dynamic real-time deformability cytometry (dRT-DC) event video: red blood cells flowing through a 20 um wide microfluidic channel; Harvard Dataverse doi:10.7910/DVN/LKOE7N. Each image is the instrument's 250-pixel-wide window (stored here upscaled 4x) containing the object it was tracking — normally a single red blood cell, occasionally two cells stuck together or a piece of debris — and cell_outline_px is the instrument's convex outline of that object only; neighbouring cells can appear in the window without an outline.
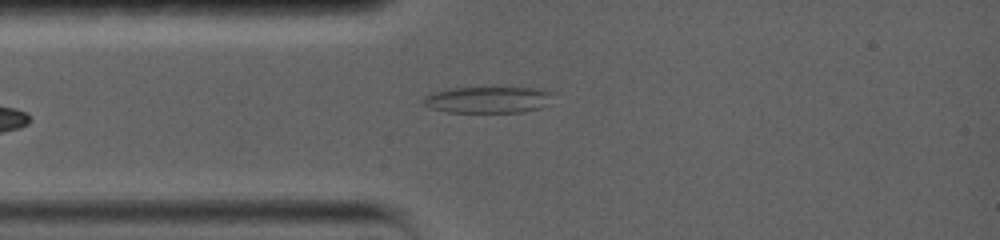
{"species": "common noctule bat (a hibernating species)", "species_latin": "Nyctalus noctula", "temperature_condition": "warm", "stored_images_in_passage": 10, "camera_frame_rate_fps": 5000, "um_per_image_px": 0.085, "animal": {"sex": "female", "body_mass_g": 19.0, "forearm_length_mm": 56.7}, "frame": {"image": 1, "passage_image": 1, "time_ms": 0.0, "image_size_px": [1000, 240], "cell_outline_px": [[556, 92], [540, 108], [524, 112], [448, 112], [428, 108], [424, 104], [424, 96], [436, 92], [452, 88], [544, 88]], "centroid_in_image_um": [41.5, 8.48], "position_along_channel_um": 43.5, "area_um2": 19.88}}
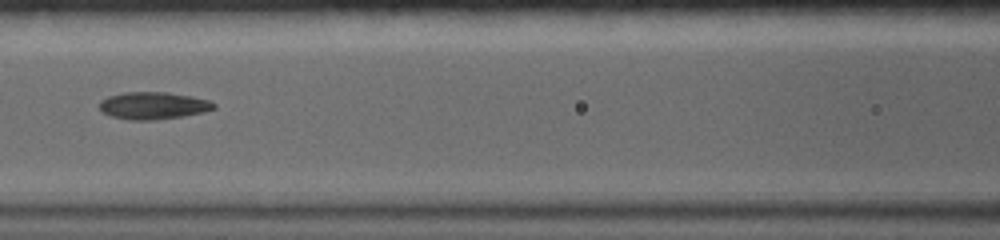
{"frame": {"image": 2, "passage_image": 5, "time_ms": 0.8, "image_size_px": [1000, 240], "cell_outline_px": [[216, 108], [204, 112], [184, 116], [156, 120], [132, 120], [112, 116], [104, 112], [100, 108], [100, 100], [108, 96], [124, 92], [168, 92], [192, 96], [208, 100], [216, 104]], "centroid_in_image_um": [13.06, 8.97], "position_along_channel_um": 153.5, "area_um2": 18.21}}
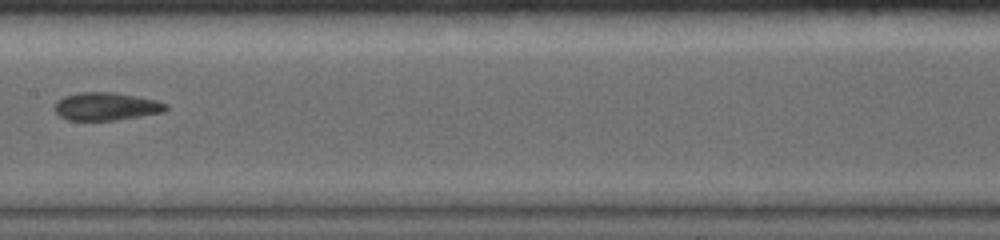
{"frame": {"image": 3, "passage_image": 7, "time_ms": 1.2, "image_size_px": [1000, 240], "cell_outline_px": [[168, 108], [164, 112], [140, 116], [112, 120], [68, 120], [60, 116], [52, 108], [56, 100], [64, 96], [80, 92], [116, 92], [156, 100], [168, 104]], "centroid_in_image_um": [9.0, 9.03], "position_along_channel_um": 198.4, "area_um2": 18.21}}